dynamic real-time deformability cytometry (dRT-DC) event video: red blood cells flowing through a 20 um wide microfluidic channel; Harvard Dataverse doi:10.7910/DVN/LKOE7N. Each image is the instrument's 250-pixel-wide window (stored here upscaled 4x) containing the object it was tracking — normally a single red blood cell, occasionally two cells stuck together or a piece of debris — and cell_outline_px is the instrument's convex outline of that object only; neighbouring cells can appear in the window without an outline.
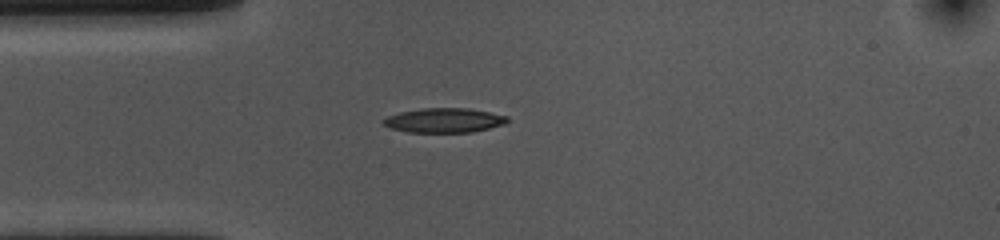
{"species": "common noctule bat (a hibernating species)", "species_latin": "Nyctalus noctula", "temperature_condition": "cold", "stored_images_in_passage": 41, "camera_frame_rate_fps": 3000, "um_per_image_px": 0.085, "animal": {"sex": "female", "body_mass_g": 10.0, "forearm_length_mm": 53.1}, "frame": {"image": 1, "passage_image": 1, "time_ms": 0.0, "image_size_px": [1000, 240], "cell_outline_px": [[508, 120], [504, 124], [472, 132], [408, 132], [392, 128], [384, 124], [380, 120], [388, 116], [400, 112], [420, 108], [468, 108], [508, 116]], "centroid_in_image_um": [37.73, 10.22], "position_along_channel_um": 47.3, "area_um2": 17.57}}
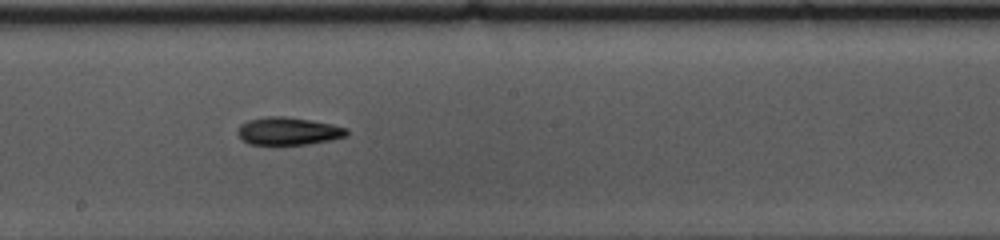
{"frame": {"image": 2, "passage_image": 16, "time_ms": 5.0, "image_size_px": [1000, 240], "cell_outline_px": [[348, 136], [332, 140], [308, 144], [248, 144], [240, 140], [236, 132], [240, 124], [248, 120], [264, 116], [284, 116], [332, 124], [348, 128]], "centroid_in_image_um": [24.48, 11.14], "position_along_channel_um": 223.7, "area_um2": 17.8}}
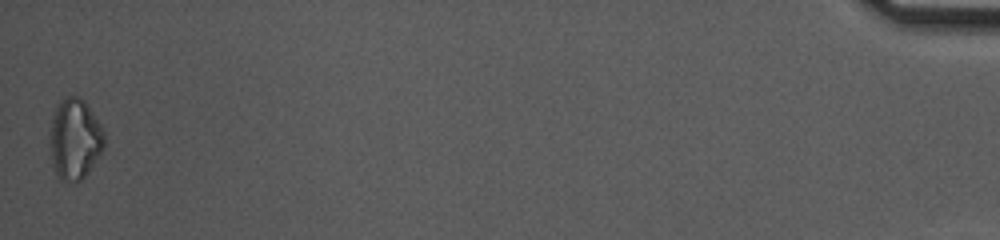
{"frame": {"image": 3, "passage_image": 41, "time_ms": 13.333, "image_size_px": [1000, 240], "cell_outline_px": [[104, 148], [88, 172], [80, 180], [60, 180], [52, 164], [52, 116], [56, 104], [60, 100], [68, 96], [80, 96], [84, 100], [100, 124], [104, 132]], "centroid_in_image_um": [6.38, 11.78], "position_along_channel_um": 428.8, "area_um2": 25.03}, "authors_computed_cell_mechanics": {"area_um2": 17.6868, "velocity_mm_per_s": 3.6777, "shape_relaxation_time_tau1_ms": 6.3722, "shape_relaxation_time_tau2_ms": null, "deformation_change_tau1": 0.1612, "deformation_change_tau2": null}}